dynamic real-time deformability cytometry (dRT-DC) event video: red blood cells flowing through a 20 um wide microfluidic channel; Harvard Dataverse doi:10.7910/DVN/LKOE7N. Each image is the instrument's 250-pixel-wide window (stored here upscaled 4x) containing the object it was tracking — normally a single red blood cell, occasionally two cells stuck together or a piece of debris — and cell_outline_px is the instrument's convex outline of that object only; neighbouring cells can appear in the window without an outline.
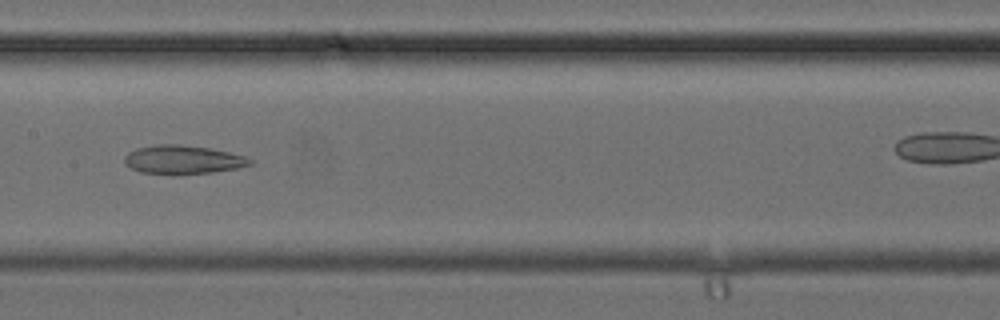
{"species": "common noctule bat (a hibernating species)", "species_latin": "Nyctalus noctula", "temperature_condition": "cold", "stored_images_in_passage": 21, "segment_of_instrument_passage": [1, 2], "camera_frame_rate_fps": 3000, "um_per_image_px": 0.085, "animal": {"sex": "female", "body_mass_g": 24.6, "forearm_length_mm": 56.2}, "frame": {"image": 1, "passage_image": 9, "time_ms": 2.667, "image_size_px": [1000, 320], "cell_outline_px": [[252, 164], [236, 168], [212, 172], [172, 176], [140, 172], [124, 164], [124, 156], [128, 152], [136, 148], [156, 144], [180, 144], [208, 148], [228, 152], [244, 156], [252, 160]], "centroid_in_image_um": [15.48, 13.59], "position_along_channel_um": 191.9, "area_um2": 21.27}}
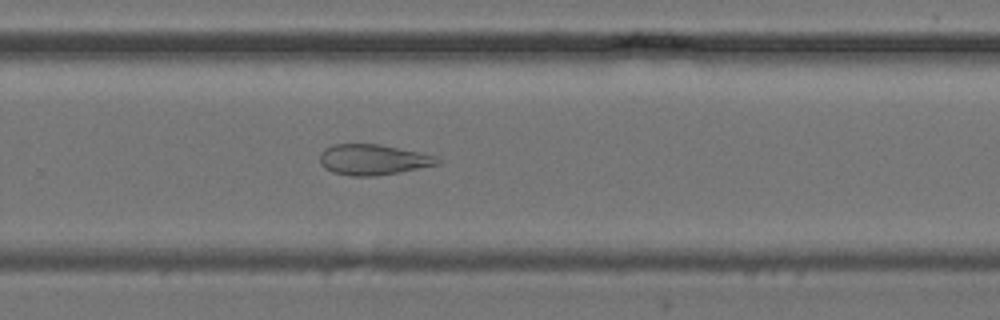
{"frame": {"image": 2, "passage_image": 15, "time_ms": 4.667, "image_size_px": [1000, 320], "cell_outline_px": [[440, 160], [436, 164], [400, 172], [376, 176], [352, 176], [332, 172], [324, 168], [320, 164], [320, 152], [324, 148], [332, 144], [380, 144], [440, 156]], "centroid_in_image_um": [31.68, 13.56], "position_along_channel_um": 298.1, "area_um2": 21.1}}
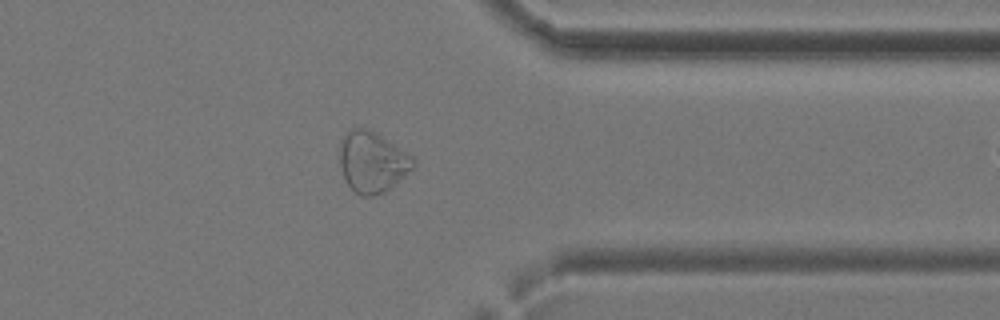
{"frame": {"image": 3, "passage_image": 20, "time_ms": 6.333, "image_size_px": [1000, 320], "cell_outline_px": [[416, 164], [412, 168], [384, 192], [372, 196], [360, 196], [348, 184], [340, 168], [340, 140], [352, 128], [372, 128], [412, 156], [416, 160]], "centroid_in_image_um": [31.63, 13.73], "position_along_channel_um": 379.8, "area_um2": 25.95}}